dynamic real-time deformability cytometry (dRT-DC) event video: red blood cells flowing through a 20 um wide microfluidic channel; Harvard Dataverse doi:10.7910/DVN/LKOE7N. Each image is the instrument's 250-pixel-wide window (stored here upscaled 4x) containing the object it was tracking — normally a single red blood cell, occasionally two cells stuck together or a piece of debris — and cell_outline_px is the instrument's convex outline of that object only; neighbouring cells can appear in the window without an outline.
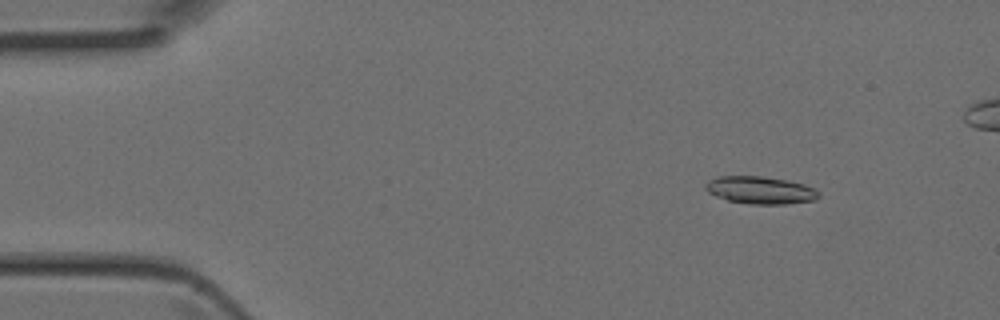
{"species": "Egyptian fruit bat (a non-hibernating species)", "species_latin": "Rousettus aegyptiacus", "temperature_condition": "room temperature", "stored_images_in_passage": 4, "camera_frame_rate_fps": 3000, "um_per_image_px": 0.085, "animal": {"sex": "female"}, "frame": {"image": 1, "passage_image": 1, "time_ms": 0.0, "image_size_px": [1000, 320], "cell_outline_px": [[820, 196], [816, 200], [788, 204], [748, 204], [728, 200], [716, 196], [708, 192], [704, 188], [704, 184], [708, 180], [720, 176], [764, 176], [788, 180], [804, 184], [816, 188], [820, 192]], "centroid_in_image_um": [64.66, 16.16], "position_along_channel_um": 20.3, "area_um2": 18.44}}
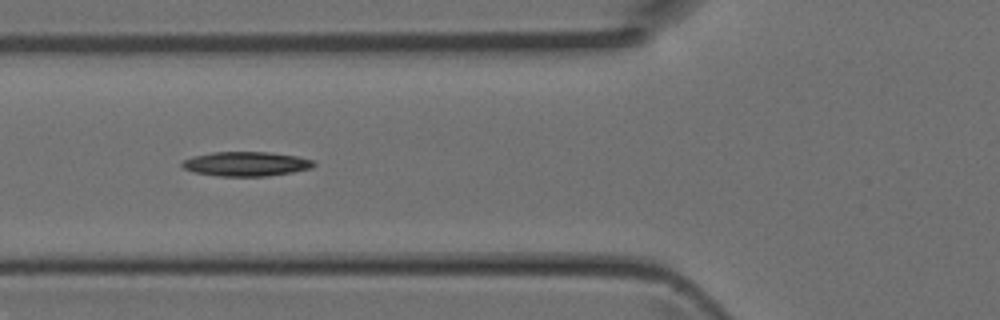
{"frame": {"image": 2, "passage_image": 4, "time_ms": 1.0, "image_size_px": [1000, 320], "cell_outline_px": [[316, 164], [312, 168], [292, 172], [264, 176], [220, 176], [196, 172], [184, 168], [180, 164], [184, 160], [192, 156], [212, 152], [268, 152], [296, 156], [316, 160]], "centroid_in_image_um": [20.95, 13.92], "position_along_channel_um": 104.9, "area_um2": 18.67}}